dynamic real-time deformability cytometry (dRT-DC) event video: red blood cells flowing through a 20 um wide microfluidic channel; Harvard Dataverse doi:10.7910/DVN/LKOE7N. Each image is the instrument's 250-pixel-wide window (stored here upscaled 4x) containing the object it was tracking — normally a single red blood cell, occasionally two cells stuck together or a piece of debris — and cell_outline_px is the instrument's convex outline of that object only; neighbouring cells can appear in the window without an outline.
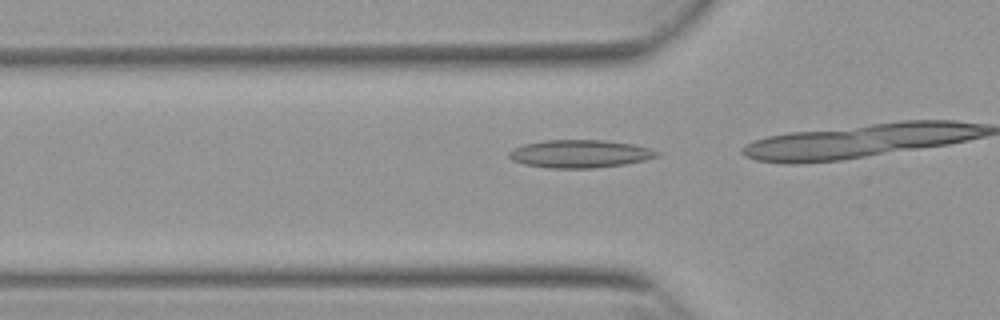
{"species": "Egyptian fruit bat (a non-hibernating species)", "species_latin": "Rousettus aegyptiacus", "temperature_condition": "warm", "stored_images_in_passage": 15, "camera_frame_rate_fps": 3000, "um_per_image_px": 0.085, "animal": {"sex": "female"}, "frame": {"image": 1, "passage_image": 13, "time_ms": 4.0, "image_size_px": [1000, 320], "cell_outline_px": [[660, 156], [644, 160], [624, 164], [592, 168], [548, 168], [524, 164], [512, 160], [508, 156], [508, 152], [512, 148], [524, 144], [544, 140], [604, 140], [632, 144], [652, 148], [660, 152]], "centroid_in_image_um": [49.29, 13.07], "position_along_channel_um": 76.5, "area_um2": 24.16}}